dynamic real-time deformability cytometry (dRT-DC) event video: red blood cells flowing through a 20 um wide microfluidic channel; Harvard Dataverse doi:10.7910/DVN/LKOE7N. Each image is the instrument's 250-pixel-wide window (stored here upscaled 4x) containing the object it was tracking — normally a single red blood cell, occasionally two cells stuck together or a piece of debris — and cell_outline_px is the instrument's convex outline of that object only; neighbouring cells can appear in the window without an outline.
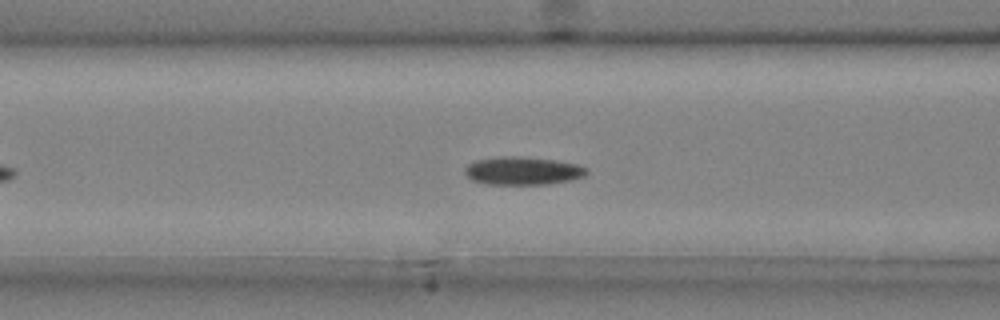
{"species": "common noctule bat (a hibernating species)", "species_latin": "Nyctalus noctula", "temperature_condition": "cold", "stored_images_in_passage": 42, "camera_frame_rate_fps": 3000, "um_per_image_px": 0.085, "animal": {"sex": "male", "body_mass_g": 20.4}, "frame": {"image": 1, "passage_image": 14, "time_ms": 4.333, "image_size_px": [1000, 320], "cell_outline_px": [[588, 172], [584, 176], [572, 180], [548, 184], [484, 184], [472, 180], [464, 172], [464, 168], [468, 164], [476, 160], [500, 156], [520, 156], [556, 160], [580, 164], [588, 168]], "centroid_in_image_um": [44.46, 14.51], "position_along_channel_um": 122.1, "area_um2": 20.17}}
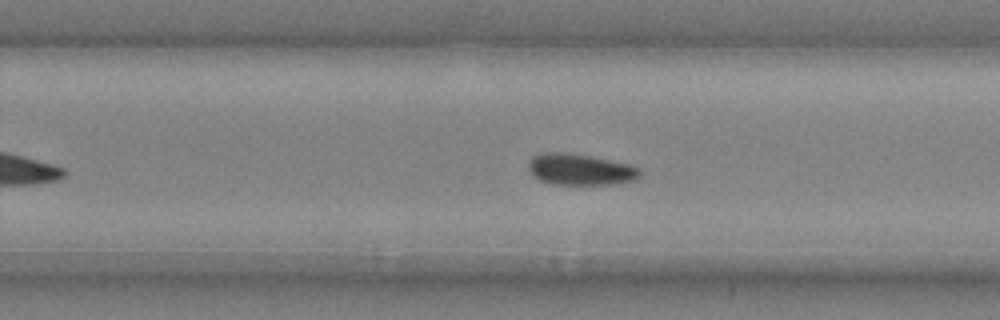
{"frame": {"image": 2, "passage_image": 26, "time_ms": 8.333, "image_size_px": [1000, 320], "cell_outline_px": [[640, 176], [632, 180], [612, 184], [552, 184], [540, 180], [532, 176], [528, 168], [528, 160], [532, 156], [540, 152], [564, 152], [588, 156], [628, 164], [640, 168]], "centroid_in_image_um": [49.24, 14.4], "position_along_channel_um": 280.6, "area_um2": 20.23}}
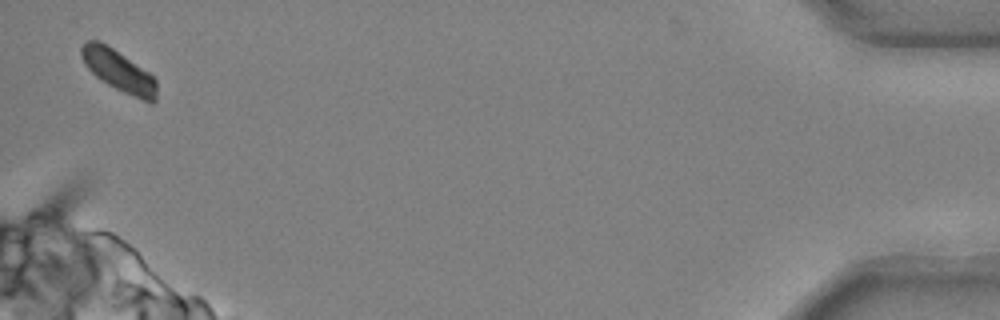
{"frame": {"image": 3, "passage_image": 42, "time_ms": 13.667, "image_size_px": [1000, 320], "cell_outline_px": [[156, 100], [152, 104], [132, 96], [100, 80], [84, 64], [80, 56], [80, 48], [84, 40], [100, 40], [148, 72], [156, 80]], "centroid_in_image_um": [10.05, 6.0], "position_along_channel_um": 425.2, "area_um2": 18.09}, "authors_computed_cell_mechanics": {"area_um2": 19.6809, "velocity_mm_per_s": 3.9713, "shape_relaxation_time_tau1_ms": 4.9649, "shape_relaxation_time_tau2_ms": null, "deformation_change_tau1": 0.1225, "deformation_change_tau2": null}}